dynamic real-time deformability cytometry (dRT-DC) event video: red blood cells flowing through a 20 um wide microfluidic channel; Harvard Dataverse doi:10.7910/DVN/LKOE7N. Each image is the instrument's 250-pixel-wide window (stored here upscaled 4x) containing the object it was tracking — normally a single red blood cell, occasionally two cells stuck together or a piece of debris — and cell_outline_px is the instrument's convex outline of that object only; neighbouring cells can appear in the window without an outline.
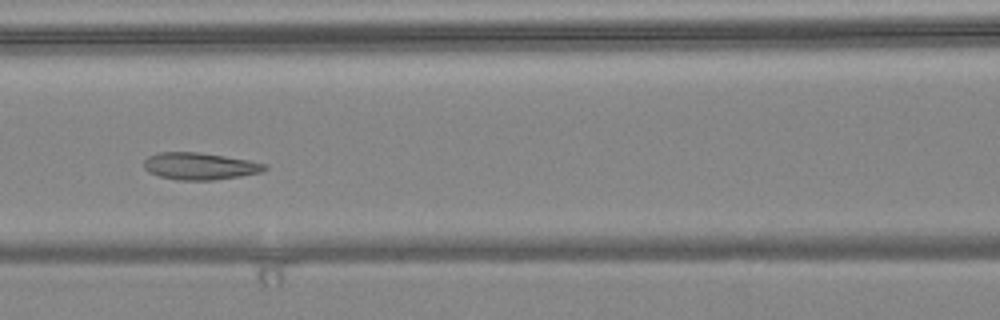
{"species": "common noctule bat (a hibernating species)", "species_latin": "Nyctalus noctula", "temperature_condition": "warm", "stored_images_in_passage": 7, "camera_frame_rate_fps": 3000, "um_per_image_px": 0.085, "animal": {"sex": "female", "body_mass_g": 24.6, "forearm_length_mm": 56.2}, "frame": {"image": 1, "passage_image": 4, "time_ms": 1.0, "image_size_px": [1000, 320], "cell_outline_px": [[268, 168], [260, 172], [240, 176], [212, 180], [176, 180], [160, 176], [148, 172], [144, 168], [144, 160], [148, 156], [160, 152], [196, 152], [224, 156], [248, 160], [268, 164]], "centroid_in_image_um": [16.97, 14.12], "position_along_channel_um": 149.6, "area_um2": 18.96}}
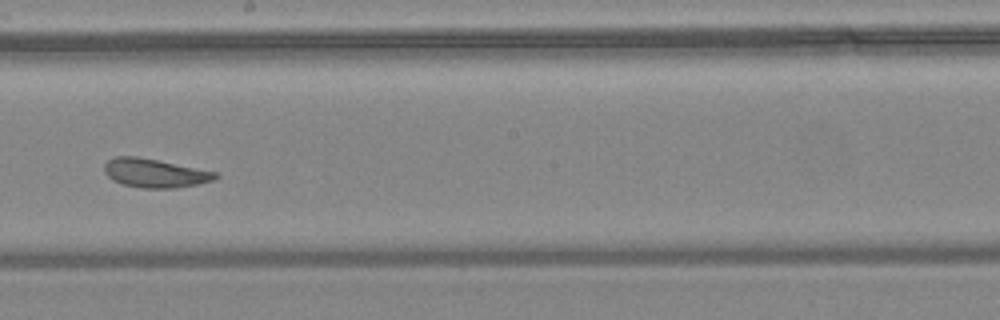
{"frame": {"image": 2, "passage_image": 6, "time_ms": 1.667, "image_size_px": [1000, 320], "cell_outline_px": [[220, 176], [212, 180], [196, 184], [176, 188], [144, 188], [124, 184], [112, 180], [104, 172], [104, 164], [108, 160], [116, 156], [136, 156], [216, 172]], "centroid_in_image_um": [13.13, 14.71], "position_along_channel_um": 235.1, "area_um2": 18.32}}
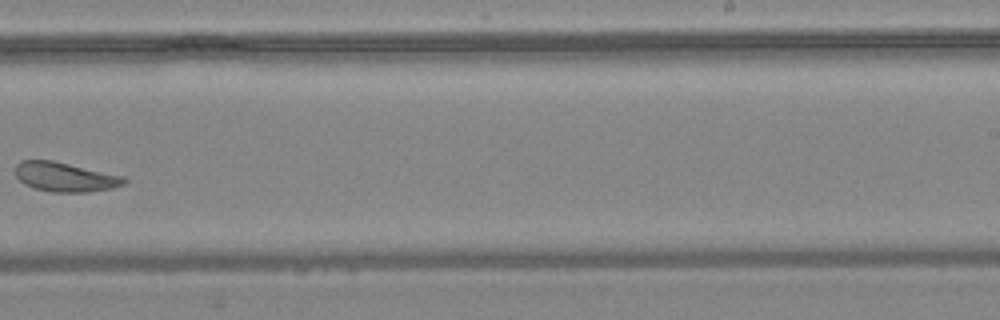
{"frame": {"image": 3, "passage_image": 7, "time_ms": 2.0, "image_size_px": [1000, 320], "cell_outline_px": [[128, 180], [124, 184], [112, 188], [88, 192], [52, 192], [36, 188], [24, 184], [16, 176], [16, 164], [20, 160], [52, 160], [124, 176]], "centroid_in_image_um": [5.54, 15.04], "position_along_channel_um": 283.5, "area_um2": 18.55}}